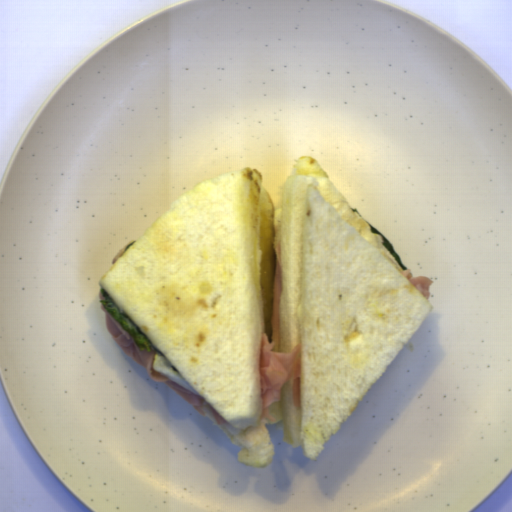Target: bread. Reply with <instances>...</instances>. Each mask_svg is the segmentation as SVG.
Listing matches in <instances>:
<instances>
[{
	"instance_id": "obj_1",
	"label": "bread",
	"mask_w": 512,
	"mask_h": 512,
	"mask_svg": "<svg viewBox=\"0 0 512 512\" xmlns=\"http://www.w3.org/2000/svg\"><path fill=\"white\" fill-rule=\"evenodd\" d=\"M276 209L256 168L223 172L180 196L101 276L100 286L226 422L256 469L282 441L317 459L435 306L383 237L354 212L319 160L301 155ZM281 241L280 341L301 344V407L292 383L261 418L260 332L272 342Z\"/></svg>"
}]
</instances>
